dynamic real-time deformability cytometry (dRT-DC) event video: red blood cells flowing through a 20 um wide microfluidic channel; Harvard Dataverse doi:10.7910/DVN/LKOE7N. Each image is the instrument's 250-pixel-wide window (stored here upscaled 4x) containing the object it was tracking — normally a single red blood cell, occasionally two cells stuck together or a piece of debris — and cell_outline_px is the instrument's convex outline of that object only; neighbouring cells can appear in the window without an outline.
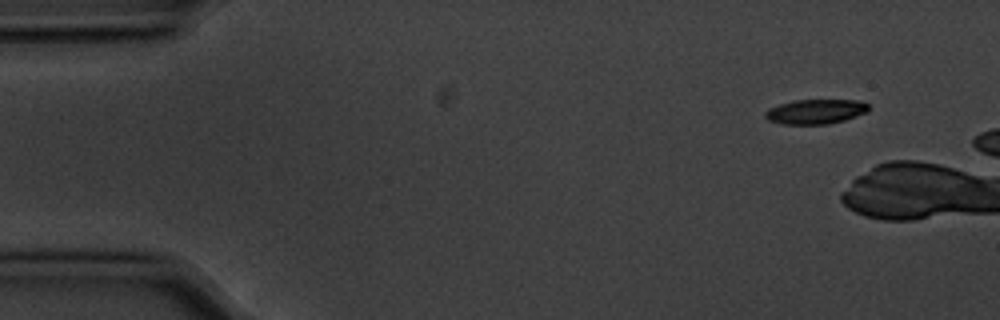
{"species": "common noctule bat (a hibernating species)", "species_latin": "Nyctalus noctula", "temperature_condition": "cold", "stored_images_in_passage": 3, "camera_frame_rate_fps": 3000, "um_per_image_px": 0.085, "animal": {"sex": "male", "body_mass_g": 20.1, "forearm_length_mm": 53.5}, "frame": {"image": 1, "passage_image": 1, "time_ms": 0.0, "image_size_px": [1000, 320], "cell_outline_px": [[872, 108], [868, 112], [844, 120], [828, 124], [780, 124], [768, 120], [764, 116], [764, 112], [768, 108], [792, 100], [856, 100], [868, 104]], "centroid_in_image_um": [69.32, 9.48], "position_along_channel_um": 15.7, "area_um2": 15.03}}